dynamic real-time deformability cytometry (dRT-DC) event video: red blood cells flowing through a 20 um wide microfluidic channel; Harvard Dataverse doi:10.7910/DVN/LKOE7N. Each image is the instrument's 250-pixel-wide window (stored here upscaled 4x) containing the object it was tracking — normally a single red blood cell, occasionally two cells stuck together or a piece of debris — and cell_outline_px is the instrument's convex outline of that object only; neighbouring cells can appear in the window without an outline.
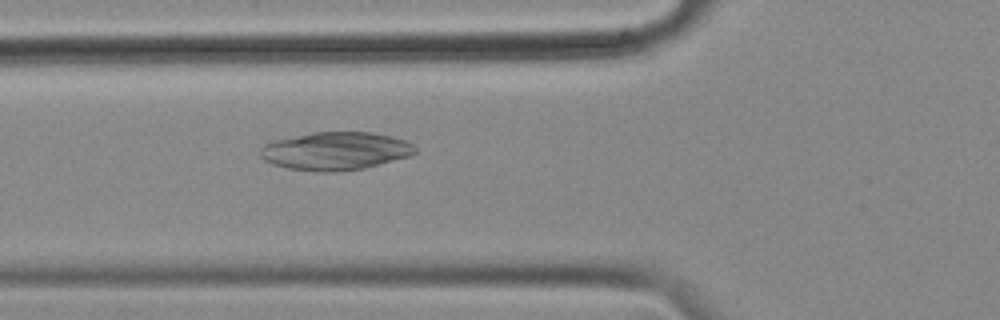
{"species": "common noctule bat (a hibernating species)", "species_latin": "Nyctalus noctula", "temperature_condition": "cold", "stored_images_in_passage": 56, "camera_frame_rate_fps": 3000, "um_per_image_px": 0.085, "animal": {"sex": "female", "body_mass_g": 18.4}, "frame": {"image": 1, "passage_image": 20, "time_ms": 6.333, "image_size_px": [1000, 320], "cell_outline_px": [[416, 152], [408, 156], [364, 168], [336, 172], [320, 172], [288, 168], [272, 164], [264, 160], [260, 156], [260, 148], [264, 144], [272, 140], [312, 132], [372, 132], [392, 136], [404, 140], [412, 144], [416, 148]], "centroid_in_image_um": [28.47, 12.83], "position_along_channel_um": 97.3, "area_um2": 34.39}}
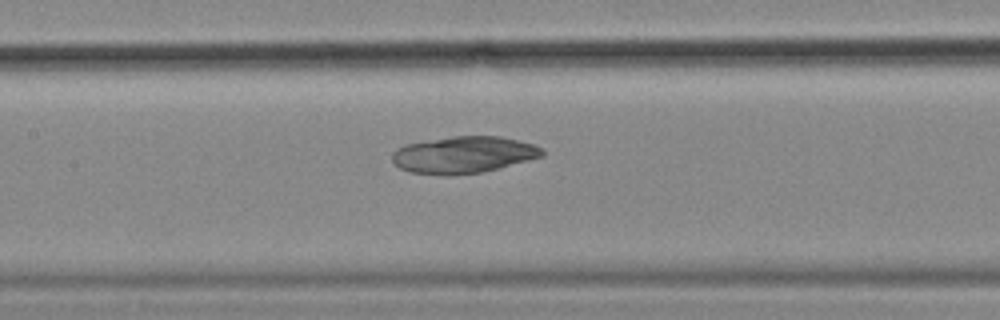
{"frame": {"image": 2, "passage_image": 26, "time_ms": 8.333, "image_size_px": [1000, 320], "cell_outline_px": [[544, 156], [480, 172], [408, 172], [400, 168], [392, 160], [392, 152], [396, 148], [408, 144], [452, 136], [500, 136], [532, 144], [544, 148]], "centroid_in_image_um": [39.43, 13.1], "position_along_channel_um": 168.0, "area_um2": 30.92}}
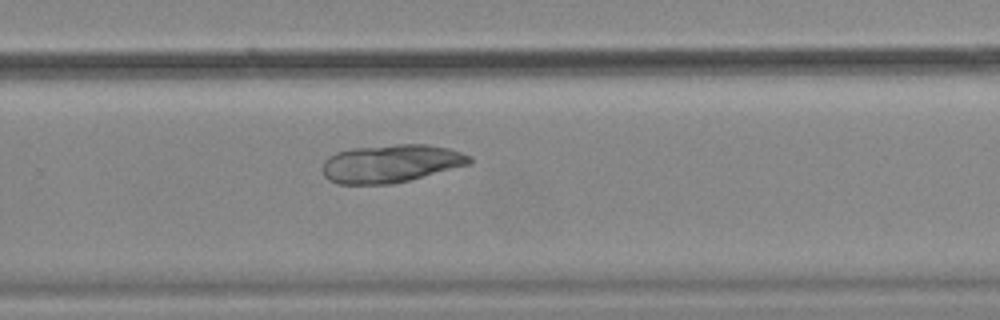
{"frame": {"image": 3, "passage_image": 37, "time_ms": 12.0, "image_size_px": [1000, 320], "cell_outline_px": [[472, 164], [392, 184], [336, 184], [328, 180], [324, 176], [320, 168], [324, 160], [328, 156], [336, 152], [352, 148], [396, 144], [428, 144], [452, 148], [472, 156]], "centroid_in_image_um": [33.22, 13.89], "position_along_channel_um": 296.6, "area_um2": 33.12}}